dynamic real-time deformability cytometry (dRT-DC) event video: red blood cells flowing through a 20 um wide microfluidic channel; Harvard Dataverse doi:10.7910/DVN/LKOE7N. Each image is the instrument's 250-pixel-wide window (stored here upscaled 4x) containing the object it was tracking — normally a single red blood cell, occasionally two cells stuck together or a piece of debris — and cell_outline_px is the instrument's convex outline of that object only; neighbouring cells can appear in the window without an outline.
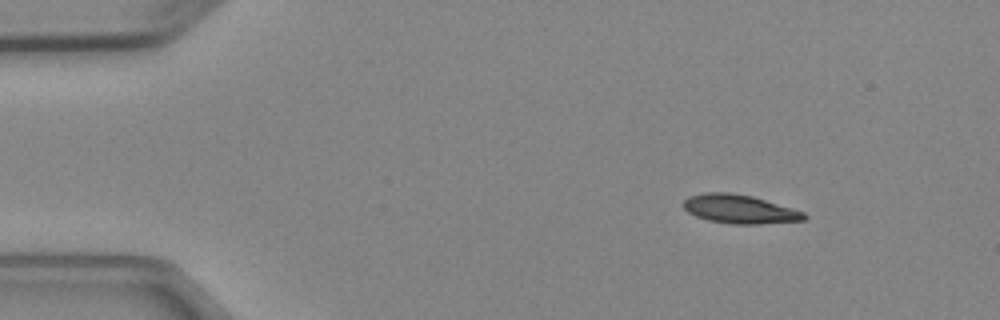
{"species": "Egyptian fruit bat (a non-hibernating species)", "species_latin": "Rousettus aegyptiacus", "temperature_condition": "cold", "stored_images_in_passage": 3, "camera_frame_rate_fps": 3000, "um_per_image_px": 0.085, "animal": {"sex": "female"}, "frame": {"image": 1, "passage_image": 1, "time_ms": 0.0, "image_size_px": [1000, 320], "cell_outline_px": [[808, 216], [804, 220], [760, 224], [732, 224], [708, 220], [696, 216], [688, 212], [680, 204], [688, 196], [704, 192], [728, 192], [752, 196], [792, 208], [804, 212]], "centroid_in_image_um": [62.83, 17.77], "position_along_channel_um": 22.2, "area_um2": 20.29}}